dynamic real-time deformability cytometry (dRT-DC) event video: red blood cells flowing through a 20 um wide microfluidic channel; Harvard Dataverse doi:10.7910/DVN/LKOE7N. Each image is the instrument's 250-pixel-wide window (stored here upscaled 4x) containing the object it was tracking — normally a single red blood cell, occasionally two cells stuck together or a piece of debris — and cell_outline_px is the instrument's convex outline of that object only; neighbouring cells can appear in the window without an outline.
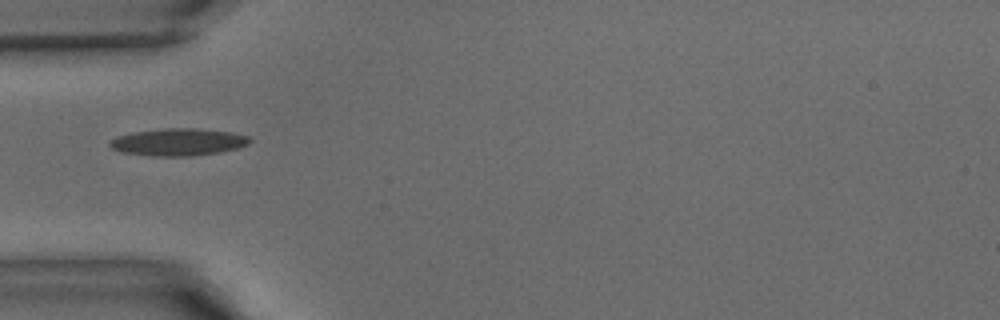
{"species": "common noctule bat (a hibernating species)", "species_latin": "Nyctalus noctula", "temperature_condition": "warm", "stored_images_in_passage": 29, "camera_frame_rate_fps": 3000, "um_per_image_px": 0.085, "animal": {"sex": "male", "body_mass_g": 15.6}, "frame": {"image": 1, "passage_image": 1, "time_ms": 0.0, "image_size_px": [1000, 320], "cell_outline_px": [[252, 140], [248, 144], [240, 148], [220, 152], [192, 156], [152, 156], [120, 152], [112, 148], [108, 144], [108, 140], [116, 136], [136, 132], [164, 128], [196, 128], [228, 132], [248, 136]], "centroid_in_image_um": [15.13, 12.08], "position_along_channel_um": 69.9, "area_um2": 22.31}}
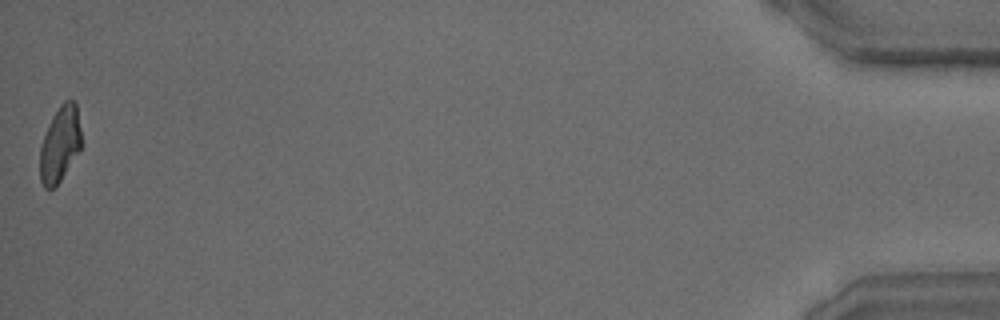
{"frame": {"image": 2, "passage_image": 29, "time_ms": 9.333, "image_size_px": [1000, 320], "cell_outline_px": [[84, 144], [60, 180], [52, 188], [44, 188], [40, 180], [40, 148], [48, 124], [52, 116], [60, 104], [64, 100], [72, 100], [76, 104]], "centroid_in_image_um": [5.12, 12.22], "position_along_channel_um": 430.1, "area_um2": 18.38}}